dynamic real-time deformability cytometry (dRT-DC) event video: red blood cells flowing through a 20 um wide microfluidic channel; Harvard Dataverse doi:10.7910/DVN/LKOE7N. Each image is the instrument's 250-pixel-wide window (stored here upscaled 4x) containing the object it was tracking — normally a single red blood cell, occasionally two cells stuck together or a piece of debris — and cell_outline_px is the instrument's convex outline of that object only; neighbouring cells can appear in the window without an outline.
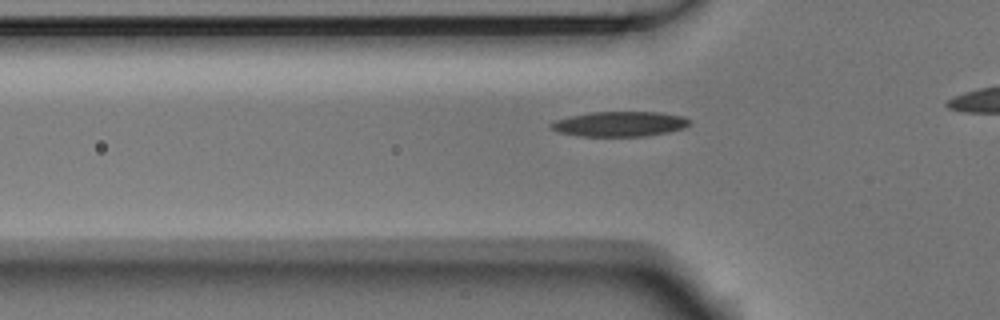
{"species": "Egyptian fruit bat (a non-hibernating species)", "species_latin": "Rousettus aegyptiacus", "temperature_condition": "room temperature", "stored_images_in_passage": 37, "camera_frame_rate_fps": 3000, "um_per_image_px": 0.085, "animal": {"sex": "male"}, "frame": {"image": 1, "passage_image": 11, "time_ms": 3.333, "image_size_px": [1000, 320], "cell_outline_px": [[692, 124], [684, 128], [668, 132], [644, 136], [576, 136], [556, 132], [548, 128], [548, 124], [556, 120], [572, 116], [592, 112], [660, 112], [684, 116], [692, 120]], "centroid_in_image_um": [52.68, 10.54], "position_along_channel_um": 73.1, "area_um2": 20.46}}
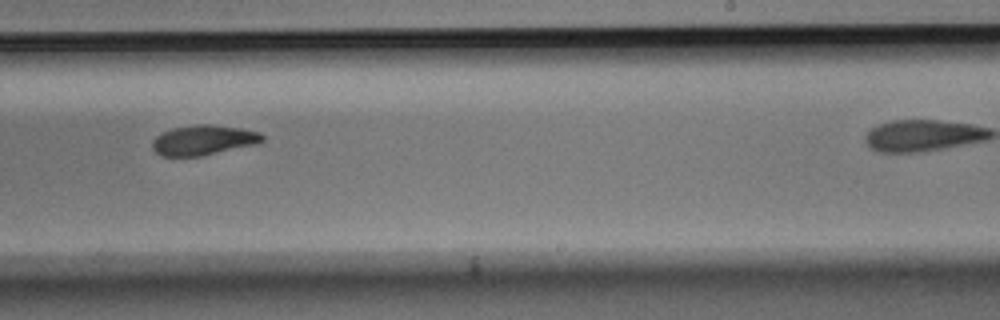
{"frame": {"image": 2, "passage_image": 27, "time_ms": 8.667, "image_size_px": [1000, 320], "cell_outline_px": [[264, 140], [260, 144], [200, 156], [160, 156], [152, 148], [152, 140], [156, 136], [172, 128], [196, 124], [212, 124], [240, 128], [260, 132], [264, 136]], "centroid_in_image_um": [17.32, 11.91], "position_along_channel_um": 271.7, "area_um2": 19.42}}
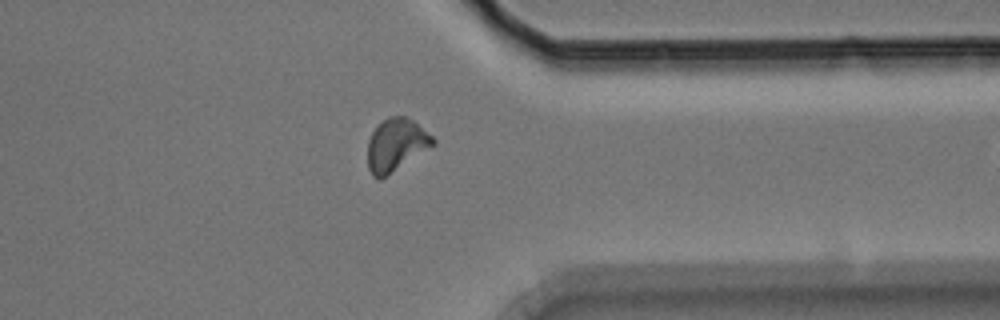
{"frame": {"image": 3, "passage_image": 36, "time_ms": 11.667, "image_size_px": [1000, 320], "cell_outline_px": [[436, 144], [380, 180], [372, 176], [368, 168], [368, 140], [372, 132], [388, 116], [408, 116], [432, 136], [436, 140]], "centroid_in_image_um": [33.67, 12.32], "position_along_channel_um": 377.7, "area_um2": 19.94}}